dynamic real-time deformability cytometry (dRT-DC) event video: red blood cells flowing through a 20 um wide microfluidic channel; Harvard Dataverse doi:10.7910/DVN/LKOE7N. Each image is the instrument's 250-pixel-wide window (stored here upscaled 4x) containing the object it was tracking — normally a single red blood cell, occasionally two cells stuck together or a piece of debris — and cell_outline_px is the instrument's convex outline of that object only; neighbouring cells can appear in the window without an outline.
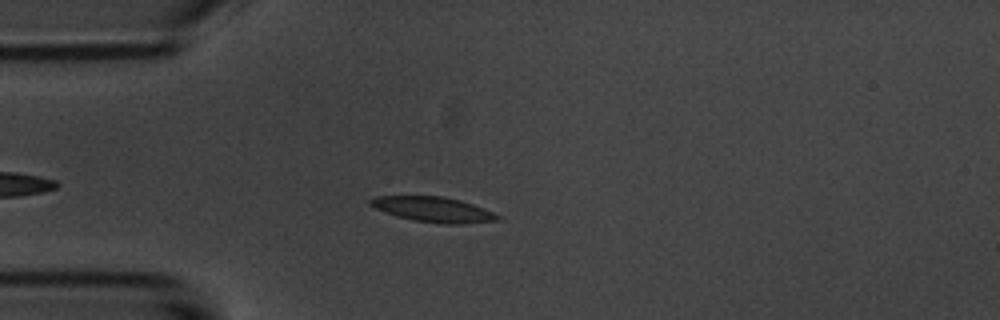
{"species": "common noctule bat (a hibernating species)", "species_latin": "Nyctalus noctula", "temperature_condition": "room temperature", "stored_images_in_passage": 40, "camera_frame_rate_fps": 3000, "um_per_image_px": 0.085, "animal": {"sex": "male", "body_mass_g": 20.1, "forearm_length_mm": 53.5}, "frame": {"image": 1, "passage_image": 7, "time_ms": 2.0, "image_size_px": [1000, 320], "cell_outline_px": [[500, 220], [464, 224], [440, 224], [412, 220], [396, 216], [376, 208], [368, 204], [368, 200], [372, 196], [444, 196], [460, 200], [472, 204], [492, 212], [500, 216]], "centroid_in_image_um": [36.8, 17.8], "position_along_channel_um": 48.2, "area_um2": 18.73}}
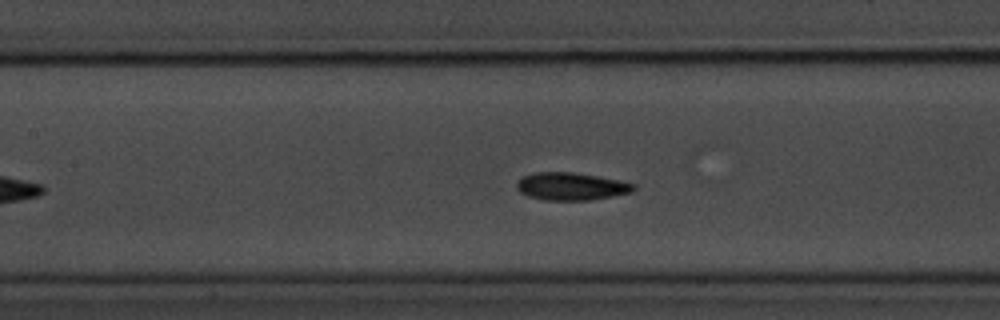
{"frame": {"image": 2, "passage_image": 17, "time_ms": 5.333, "image_size_px": [1000, 320], "cell_outline_px": [[636, 188], [632, 192], [612, 196], [588, 200], [544, 200], [528, 196], [520, 192], [516, 188], [516, 184], [524, 176], [536, 172], [572, 172], [596, 176], [636, 184]], "centroid_in_image_um": [48.54, 15.85], "position_along_channel_um": 158.9, "area_um2": 18.61}}
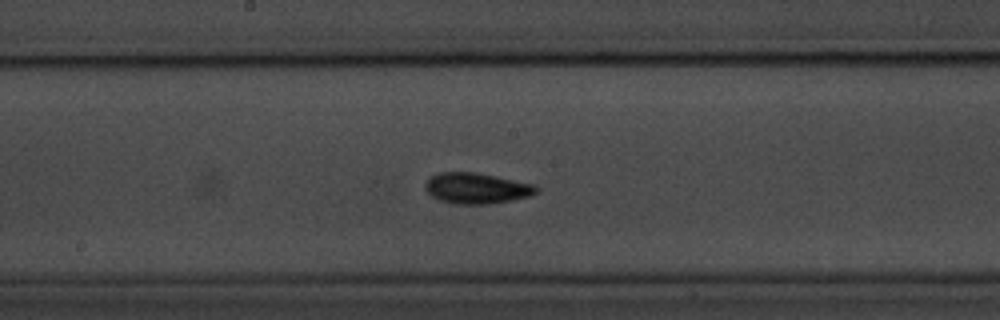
{"frame": {"image": 3, "passage_image": 21, "time_ms": 6.667, "image_size_px": [1000, 320], "cell_outline_px": [[540, 188], [536, 192], [528, 196], [512, 200], [488, 204], [456, 204], [440, 200], [432, 196], [424, 188], [424, 184], [432, 176], [440, 172], [476, 172], [536, 184]], "centroid_in_image_um": [40.53, 15.99], "position_along_channel_um": 207.7, "area_um2": 19.94}, "authors_computed_cell_mechanics": {"area_um2": 18.1781, "velocity_mm_per_s": 3.6763, "shape_relaxation_time_tau1_ms": 2.4702, "shape_relaxation_time_tau2_ms": 2.2354, "deformation_change_tau1": 0.1104, "deformation_change_tau2": 0.057}}